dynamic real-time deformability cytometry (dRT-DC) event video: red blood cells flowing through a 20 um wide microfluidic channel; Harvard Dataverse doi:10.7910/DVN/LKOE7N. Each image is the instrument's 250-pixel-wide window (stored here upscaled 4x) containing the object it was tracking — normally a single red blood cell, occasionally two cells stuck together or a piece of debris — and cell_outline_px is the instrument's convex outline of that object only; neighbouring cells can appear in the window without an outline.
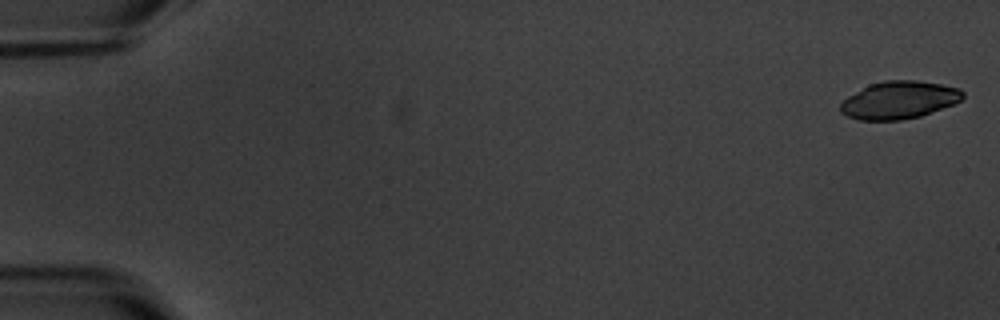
{"species": "common noctule bat (a hibernating species)", "species_latin": "Nyctalus noctula", "temperature_condition": "warm", "stored_images_in_passage": 5, "segment_of_instrument_passage": [1, 2], "camera_frame_rate_fps": 3000, "um_per_image_px": 0.085, "animal": {"sex": "male", "body_mass_g": 20.1, "forearm_length_mm": 53.5}, "frame": {"image": 1, "passage_image": 1, "time_ms": 0.0, "image_size_px": [1000, 320], "cell_outline_px": [[964, 96], [960, 100], [952, 104], [920, 116], [900, 120], [860, 120], [848, 116], [840, 112], [840, 104], [848, 96], [868, 84], [884, 80], [916, 80], [940, 84], [960, 88], [964, 92]], "centroid_in_image_um": [76.4, 8.49], "position_along_channel_um": 8.6, "area_um2": 26.7}}
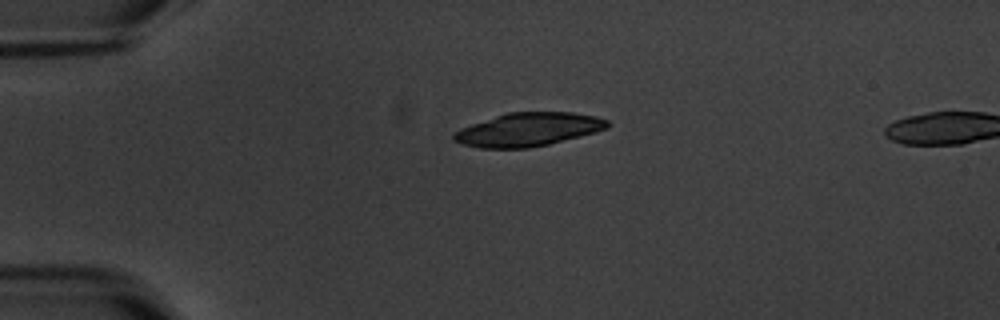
{"frame": {"image": 2, "passage_image": 4, "time_ms": 4.333, "image_size_px": [1000, 320], "cell_outline_px": [[608, 128], [596, 132], [548, 144], [528, 148], [480, 148], [460, 144], [452, 140], [452, 132], [460, 128], [508, 112], [572, 112], [596, 116], [608, 120]], "centroid_in_image_um": [44.87, 11.01], "position_along_channel_um": 40.1, "area_um2": 29.94}}